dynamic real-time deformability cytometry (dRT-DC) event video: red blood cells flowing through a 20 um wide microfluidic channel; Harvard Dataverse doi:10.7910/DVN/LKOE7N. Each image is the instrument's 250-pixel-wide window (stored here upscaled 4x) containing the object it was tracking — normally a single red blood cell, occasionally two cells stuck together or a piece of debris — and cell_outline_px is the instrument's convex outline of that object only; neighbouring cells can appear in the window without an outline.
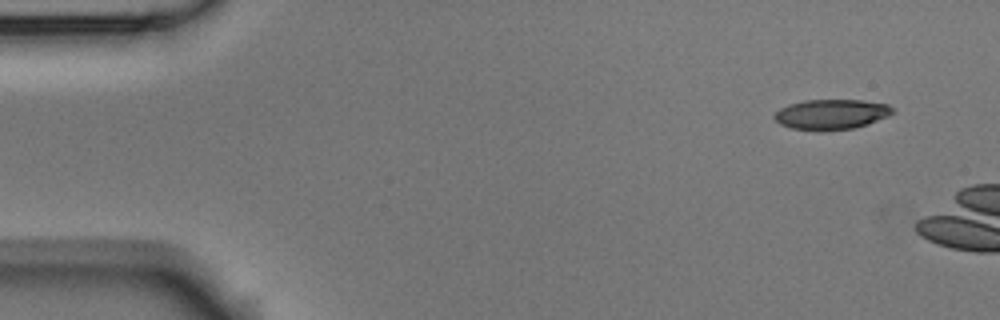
{"species": "Egyptian fruit bat (a non-hibernating species)", "species_latin": "Rousettus aegyptiacus", "temperature_condition": "room temperature", "stored_images_in_passage": 2, "camera_frame_rate_fps": 3000, "um_per_image_px": 0.085, "animal": {"sex": "male"}, "frame": {"image": 1, "passage_image": 1, "time_ms": 0.0, "image_size_px": [1000, 320], "cell_outline_px": [[896, 112], [888, 116], [868, 124], [856, 128], [820, 132], [816, 132], [788, 128], [780, 124], [772, 116], [780, 108], [788, 104], [804, 100], [864, 100], [888, 104], [896, 108]], "centroid_in_image_um": [70.67, 9.74], "position_along_channel_um": 14.3, "area_um2": 21.44}}